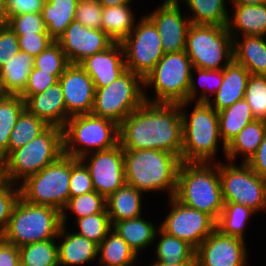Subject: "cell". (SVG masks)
<instances>
[{
  "instance_id": "obj_1",
  "label": "cell",
  "mask_w": 266,
  "mask_h": 266,
  "mask_svg": "<svg viewBox=\"0 0 266 266\" xmlns=\"http://www.w3.org/2000/svg\"><path fill=\"white\" fill-rule=\"evenodd\" d=\"M123 150L153 149L181 159L183 121L179 104L145 102L119 125Z\"/></svg>"
},
{
  "instance_id": "obj_2",
  "label": "cell",
  "mask_w": 266,
  "mask_h": 266,
  "mask_svg": "<svg viewBox=\"0 0 266 266\" xmlns=\"http://www.w3.org/2000/svg\"><path fill=\"white\" fill-rule=\"evenodd\" d=\"M126 184L143 193L168 192L174 197L181 159L170 152L153 149L123 150Z\"/></svg>"
},
{
  "instance_id": "obj_3",
  "label": "cell",
  "mask_w": 266,
  "mask_h": 266,
  "mask_svg": "<svg viewBox=\"0 0 266 266\" xmlns=\"http://www.w3.org/2000/svg\"><path fill=\"white\" fill-rule=\"evenodd\" d=\"M174 197L218 221L224 207L219 179V162H181Z\"/></svg>"
},
{
  "instance_id": "obj_4",
  "label": "cell",
  "mask_w": 266,
  "mask_h": 266,
  "mask_svg": "<svg viewBox=\"0 0 266 266\" xmlns=\"http://www.w3.org/2000/svg\"><path fill=\"white\" fill-rule=\"evenodd\" d=\"M190 103H179L183 121L181 162H216L214 157L219 143L222 142L224 156L226 154V145L220 137L218 112L207 102H194L189 114L185 107Z\"/></svg>"
},
{
  "instance_id": "obj_5",
  "label": "cell",
  "mask_w": 266,
  "mask_h": 266,
  "mask_svg": "<svg viewBox=\"0 0 266 266\" xmlns=\"http://www.w3.org/2000/svg\"><path fill=\"white\" fill-rule=\"evenodd\" d=\"M64 154L63 129L49 126L42 134L3 160L4 181L19 185Z\"/></svg>"
},
{
  "instance_id": "obj_6",
  "label": "cell",
  "mask_w": 266,
  "mask_h": 266,
  "mask_svg": "<svg viewBox=\"0 0 266 266\" xmlns=\"http://www.w3.org/2000/svg\"><path fill=\"white\" fill-rule=\"evenodd\" d=\"M61 226V211L51 206L29 203L20 196L2 235L7 243L19 248L57 239Z\"/></svg>"
},
{
  "instance_id": "obj_7",
  "label": "cell",
  "mask_w": 266,
  "mask_h": 266,
  "mask_svg": "<svg viewBox=\"0 0 266 266\" xmlns=\"http://www.w3.org/2000/svg\"><path fill=\"white\" fill-rule=\"evenodd\" d=\"M64 155L80 159L119 144V125L93 114L71 116L63 127Z\"/></svg>"
},
{
  "instance_id": "obj_8",
  "label": "cell",
  "mask_w": 266,
  "mask_h": 266,
  "mask_svg": "<svg viewBox=\"0 0 266 266\" xmlns=\"http://www.w3.org/2000/svg\"><path fill=\"white\" fill-rule=\"evenodd\" d=\"M192 69V62L185 51L165 53L144 78V89L153 87L155 92V97L150 98L144 91L145 100L175 104L187 101Z\"/></svg>"
},
{
  "instance_id": "obj_9",
  "label": "cell",
  "mask_w": 266,
  "mask_h": 266,
  "mask_svg": "<svg viewBox=\"0 0 266 266\" xmlns=\"http://www.w3.org/2000/svg\"><path fill=\"white\" fill-rule=\"evenodd\" d=\"M185 52L193 67L221 70L233 60V38L227 26L191 23Z\"/></svg>"
},
{
  "instance_id": "obj_10",
  "label": "cell",
  "mask_w": 266,
  "mask_h": 266,
  "mask_svg": "<svg viewBox=\"0 0 266 266\" xmlns=\"http://www.w3.org/2000/svg\"><path fill=\"white\" fill-rule=\"evenodd\" d=\"M71 157L62 155L38 173L28 176L20 186V196L35 205L62 211L70 199Z\"/></svg>"
},
{
  "instance_id": "obj_11",
  "label": "cell",
  "mask_w": 266,
  "mask_h": 266,
  "mask_svg": "<svg viewBox=\"0 0 266 266\" xmlns=\"http://www.w3.org/2000/svg\"><path fill=\"white\" fill-rule=\"evenodd\" d=\"M144 91V79L127 69L108 86L95 88L91 114L120 125L130 113L146 102Z\"/></svg>"
},
{
  "instance_id": "obj_12",
  "label": "cell",
  "mask_w": 266,
  "mask_h": 266,
  "mask_svg": "<svg viewBox=\"0 0 266 266\" xmlns=\"http://www.w3.org/2000/svg\"><path fill=\"white\" fill-rule=\"evenodd\" d=\"M219 179L224 203H237L254 212L266 210V179L246 163L219 161Z\"/></svg>"
},
{
  "instance_id": "obj_13",
  "label": "cell",
  "mask_w": 266,
  "mask_h": 266,
  "mask_svg": "<svg viewBox=\"0 0 266 266\" xmlns=\"http://www.w3.org/2000/svg\"><path fill=\"white\" fill-rule=\"evenodd\" d=\"M138 19L132 32L121 44L126 68L144 79L165 53L154 23L146 14Z\"/></svg>"
},
{
  "instance_id": "obj_14",
  "label": "cell",
  "mask_w": 266,
  "mask_h": 266,
  "mask_svg": "<svg viewBox=\"0 0 266 266\" xmlns=\"http://www.w3.org/2000/svg\"><path fill=\"white\" fill-rule=\"evenodd\" d=\"M169 212L159 228L168 235L186 241L196 249L215 229L216 221L207 213L168 198Z\"/></svg>"
},
{
  "instance_id": "obj_15",
  "label": "cell",
  "mask_w": 266,
  "mask_h": 266,
  "mask_svg": "<svg viewBox=\"0 0 266 266\" xmlns=\"http://www.w3.org/2000/svg\"><path fill=\"white\" fill-rule=\"evenodd\" d=\"M80 160L90 172L94 190L105 198L126 184L124 152L120 144L87 154Z\"/></svg>"
},
{
  "instance_id": "obj_16",
  "label": "cell",
  "mask_w": 266,
  "mask_h": 266,
  "mask_svg": "<svg viewBox=\"0 0 266 266\" xmlns=\"http://www.w3.org/2000/svg\"><path fill=\"white\" fill-rule=\"evenodd\" d=\"M245 240L217 228L195 249L196 266H247Z\"/></svg>"
},
{
  "instance_id": "obj_17",
  "label": "cell",
  "mask_w": 266,
  "mask_h": 266,
  "mask_svg": "<svg viewBox=\"0 0 266 266\" xmlns=\"http://www.w3.org/2000/svg\"><path fill=\"white\" fill-rule=\"evenodd\" d=\"M179 3L181 5L178 0H164L146 15L158 29L164 53L185 51L191 22L183 15Z\"/></svg>"
},
{
  "instance_id": "obj_18",
  "label": "cell",
  "mask_w": 266,
  "mask_h": 266,
  "mask_svg": "<svg viewBox=\"0 0 266 266\" xmlns=\"http://www.w3.org/2000/svg\"><path fill=\"white\" fill-rule=\"evenodd\" d=\"M70 64H80L86 58L105 51L114 42L100 29H91L73 21L56 40Z\"/></svg>"
},
{
  "instance_id": "obj_19",
  "label": "cell",
  "mask_w": 266,
  "mask_h": 266,
  "mask_svg": "<svg viewBox=\"0 0 266 266\" xmlns=\"http://www.w3.org/2000/svg\"><path fill=\"white\" fill-rule=\"evenodd\" d=\"M58 82L70 116L91 114L95 97L94 82L79 64H69Z\"/></svg>"
},
{
  "instance_id": "obj_20",
  "label": "cell",
  "mask_w": 266,
  "mask_h": 266,
  "mask_svg": "<svg viewBox=\"0 0 266 266\" xmlns=\"http://www.w3.org/2000/svg\"><path fill=\"white\" fill-rule=\"evenodd\" d=\"M79 65L93 80L95 88L108 86L127 70L121 43H113L105 51L86 58Z\"/></svg>"
},
{
  "instance_id": "obj_21",
  "label": "cell",
  "mask_w": 266,
  "mask_h": 266,
  "mask_svg": "<svg viewBox=\"0 0 266 266\" xmlns=\"http://www.w3.org/2000/svg\"><path fill=\"white\" fill-rule=\"evenodd\" d=\"M25 108L49 126L62 128L71 117L66 111L63 90L59 82L25 100Z\"/></svg>"
},
{
  "instance_id": "obj_22",
  "label": "cell",
  "mask_w": 266,
  "mask_h": 266,
  "mask_svg": "<svg viewBox=\"0 0 266 266\" xmlns=\"http://www.w3.org/2000/svg\"><path fill=\"white\" fill-rule=\"evenodd\" d=\"M59 266H81L98 259V244L62 225L58 234Z\"/></svg>"
},
{
  "instance_id": "obj_23",
  "label": "cell",
  "mask_w": 266,
  "mask_h": 266,
  "mask_svg": "<svg viewBox=\"0 0 266 266\" xmlns=\"http://www.w3.org/2000/svg\"><path fill=\"white\" fill-rule=\"evenodd\" d=\"M250 72L243 66L232 60L223 68V80L219 90L210 99L208 104L217 112L232 106L238 100L244 98L246 85Z\"/></svg>"
},
{
  "instance_id": "obj_24",
  "label": "cell",
  "mask_w": 266,
  "mask_h": 266,
  "mask_svg": "<svg viewBox=\"0 0 266 266\" xmlns=\"http://www.w3.org/2000/svg\"><path fill=\"white\" fill-rule=\"evenodd\" d=\"M231 5L235 13L229 16L227 28L232 38L251 35L266 36V3Z\"/></svg>"
},
{
  "instance_id": "obj_25",
  "label": "cell",
  "mask_w": 266,
  "mask_h": 266,
  "mask_svg": "<svg viewBox=\"0 0 266 266\" xmlns=\"http://www.w3.org/2000/svg\"><path fill=\"white\" fill-rule=\"evenodd\" d=\"M238 37L233 38V60L243 65L251 75L266 76L265 36ZM240 39L242 40L240 41Z\"/></svg>"
},
{
  "instance_id": "obj_26",
  "label": "cell",
  "mask_w": 266,
  "mask_h": 266,
  "mask_svg": "<svg viewBox=\"0 0 266 266\" xmlns=\"http://www.w3.org/2000/svg\"><path fill=\"white\" fill-rule=\"evenodd\" d=\"M143 192L125 184L106 198L111 226L116 222L134 219L142 214Z\"/></svg>"
},
{
  "instance_id": "obj_27",
  "label": "cell",
  "mask_w": 266,
  "mask_h": 266,
  "mask_svg": "<svg viewBox=\"0 0 266 266\" xmlns=\"http://www.w3.org/2000/svg\"><path fill=\"white\" fill-rule=\"evenodd\" d=\"M33 62L34 57L19 51L0 68V87L4 95H20L25 90Z\"/></svg>"
},
{
  "instance_id": "obj_28",
  "label": "cell",
  "mask_w": 266,
  "mask_h": 266,
  "mask_svg": "<svg viewBox=\"0 0 266 266\" xmlns=\"http://www.w3.org/2000/svg\"><path fill=\"white\" fill-rule=\"evenodd\" d=\"M266 132V121L255 119L247 124L227 145L225 161L235 163L236 156H242V163L255 154Z\"/></svg>"
},
{
  "instance_id": "obj_29",
  "label": "cell",
  "mask_w": 266,
  "mask_h": 266,
  "mask_svg": "<svg viewBox=\"0 0 266 266\" xmlns=\"http://www.w3.org/2000/svg\"><path fill=\"white\" fill-rule=\"evenodd\" d=\"M114 229L138 255L141 251L147 250L154 243L158 227L150 221L145 220L142 216L116 222ZM140 251V252H139Z\"/></svg>"
},
{
  "instance_id": "obj_30",
  "label": "cell",
  "mask_w": 266,
  "mask_h": 266,
  "mask_svg": "<svg viewBox=\"0 0 266 266\" xmlns=\"http://www.w3.org/2000/svg\"><path fill=\"white\" fill-rule=\"evenodd\" d=\"M131 4L103 7L101 30L114 43H121L134 29L136 17Z\"/></svg>"
},
{
  "instance_id": "obj_31",
  "label": "cell",
  "mask_w": 266,
  "mask_h": 266,
  "mask_svg": "<svg viewBox=\"0 0 266 266\" xmlns=\"http://www.w3.org/2000/svg\"><path fill=\"white\" fill-rule=\"evenodd\" d=\"M79 0H45L41 15L48 34L56 41L75 20Z\"/></svg>"
},
{
  "instance_id": "obj_32",
  "label": "cell",
  "mask_w": 266,
  "mask_h": 266,
  "mask_svg": "<svg viewBox=\"0 0 266 266\" xmlns=\"http://www.w3.org/2000/svg\"><path fill=\"white\" fill-rule=\"evenodd\" d=\"M138 256L114 229L98 245L100 266H136Z\"/></svg>"
},
{
  "instance_id": "obj_33",
  "label": "cell",
  "mask_w": 266,
  "mask_h": 266,
  "mask_svg": "<svg viewBox=\"0 0 266 266\" xmlns=\"http://www.w3.org/2000/svg\"><path fill=\"white\" fill-rule=\"evenodd\" d=\"M157 238L159 240L155 248L156 260L153 261L166 264L196 263L195 249L186 241L168 235L160 228L157 230L155 240Z\"/></svg>"
},
{
  "instance_id": "obj_34",
  "label": "cell",
  "mask_w": 266,
  "mask_h": 266,
  "mask_svg": "<svg viewBox=\"0 0 266 266\" xmlns=\"http://www.w3.org/2000/svg\"><path fill=\"white\" fill-rule=\"evenodd\" d=\"M220 137L227 145L247 124L255 120L251 107L243 98L219 111Z\"/></svg>"
},
{
  "instance_id": "obj_35",
  "label": "cell",
  "mask_w": 266,
  "mask_h": 266,
  "mask_svg": "<svg viewBox=\"0 0 266 266\" xmlns=\"http://www.w3.org/2000/svg\"><path fill=\"white\" fill-rule=\"evenodd\" d=\"M184 6L187 5L192 15L189 20L194 24H206L216 26H227L229 11L227 10V0H181Z\"/></svg>"
},
{
  "instance_id": "obj_36",
  "label": "cell",
  "mask_w": 266,
  "mask_h": 266,
  "mask_svg": "<svg viewBox=\"0 0 266 266\" xmlns=\"http://www.w3.org/2000/svg\"><path fill=\"white\" fill-rule=\"evenodd\" d=\"M25 109V101L20 95H3L0 98V156H8V143L18 117Z\"/></svg>"
},
{
  "instance_id": "obj_37",
  "label": "cell",
  "mask_w": 266,
  "mask_h": 266,
  "mask_svg": "<svg viewBox=\"0 0 266 266\" xmlns=\"http://www.w3.org/2000/svg\"><path fill=\"white\" fill-rule=\"evenodd\" d=\"M254 212L249 207L237 203H224L223 211L216 222V228L224 235L245 240L244 232Z\"/></svg>"
},
{
  "instance_id": "obj_38",
  "label": "cell",
  "mask_w": 266,
  "mask_h": 266,
  "mask_svg": "<svg viewBox=\"0 0 266 266\" xmlns=\"http://www.w3.org/2000/svg\"><path fill=\"white\" fill-rule=\"evenodd\" d=\"M49 125L26 108L21 112L8 143V155L42 134Z\"/></svg>"
},
{
  "instance_id": "obj_39",
  "label": "cell",
  "mask_w": 266,
  "mask_h": 266,
  "mask_svg": "<svg viewBox=\"0 0 266 266\" xmlns=\"http://www.w3.org/2000/svg\"><path fill=\"white\" fill-rule=\"evenodd\" d=\"M58 239L34 242L19 247L23 266H59Z\"/></svg>"
},
{
  "instance_id": "obj_40",
  "label": "cell",
  "mask_w": 266,
  "mask_h": 266,
  "mask_svg": "<svg viewBox=\"0 0 266 266\" xmlns=\"http://www.w3.org/2000/svg\"><path fill=\"white\" fill-rule=\"evenodd\" d=\"M199 76L198 84L201 89V92L197 89V81L194 78V73ZM223 80V69L221 70H208V69H201L193 67L191 72V83L188 90V102H209L211 99V95H215L216 92L219 90L221 83ZM199 91V92H198ZM211 93V94H210ZM200 94V95H199ZM210 94V95H209ZM197 98V99H196Z\"/></svg>"
},
{
  "instance_id": "obj_41",
  "label": "cell",
  "mask_w": 266,
  "mask_h": 266,
  "mask_svg": "<svg viewBox=\"0 0 266 266\" xmlns=\"http://www.w3.org/2000/svg\"><path fill=\"white\" fill-rule=\"evenodd\" d=\"M68 209L69 211L73 212V214L76 216V219H80L93 214H99L106 209V198L96 191L75 197H70L66 206L61 211V222L62 225L65 226L69 221L67 218L68 215L66 213Z\"/></svg>"
},
{
  "instance_id": "obj_42",
  "label": "cell",
  "mask_w": 266,
  "mask_h": 266,
  "mask_svg": "<svg viewBox=\"0 0 266 266\" xmlns=\"http://www.w3.org/2000/svg\"><path fill=\"white\" fill-rule=\"evenodd\" d=\"M77 224V233L92 240L96 244H100L106 237L107 233L112 229L107 208L99 213L75 219Z\"/></svg>"
},
{
  "instance_id": "obj_43",
  "label": "cell",
  "mask_w": 266,
  "mask_h": 266,
  "mask_svg": "<svg viewBox=\"0 0 266 266\" xmlns=\"http://www.w3.org/2000/svg\"><path fill=\"white\" fill-rule=\"evenodd\" d=\"M33 64L34 68L52 74L59 79L70 63L60 45L55 41L34 58Z\"/></svg>"
},
{
  "instance_id": "obj_44",
  "label": "cell",
  "mask_w": 266,
  "mask_h": 266,
  "mask_svg": "<svg viewBox=\"0 0 266 266\" xmlns=\"http://www.w3.org/2000/svg\"><path fill=\"white\" fill-rule=\"evenodd\" d=\"M244 99L257 120L266 121V76L250 75Z\"/></svg>"
},
{
  "instance_id": "obj_45",
  "label": "cell",
  "mask_w": 266,
  "mask_h": 266,
  "mask_svg": "<svg viewBox=\"0 0 266 266\" xmlns=\"http://www.w3.org/2000/svg\"><path fill=\"white\" fill-rule=\"evenodd\" d=\"M70 197L90 193L94 190L90 172L85 164L71 157V177L69 181Z\"/></svg>"
},
{
  "instance_id": "obj_46",
  "label": "cell",
  "mask_w": 266,
  "mask_h": 266,
  "mask_svg": "<svg viewBox=\"0 0 266 266\" xmlns=\"http://www.w3.org/2000/svg\"><path fill=\"white\" fill-rule=\"evenodd\" d=\"M8 26L15 34L48 33L41 13L10 15Z\"/></svg>"
},
{
  "instance_id": "obj_47",
  "label": "cell",
  "mask_w": 266,
  "mask_h": 266,
  "mask_svg": "<svg viewBox=\"0 0 266 266\" xmlns=\"http://www.w3.org/2000/svg\"><path fill=\"white\" fill-rule=\"evenodd\" d=\"M103 7L97 0H79L75 21L91 29L101 30Z\"/></svg>"
},
{
  "instance_id": "obj_48",
  "label": "cell",
  "mask_w": 266,
  "mask_h": 266,
  "mask_svg": "<svg viewBox=\"0 0 266 266\" xmlns=\"http://www.w3.org/2000/svg\"><path fill=\"white\" fill-rule=\"evenodd\" d=\"M20 197V186L8 182L0 185V234H3L12 210Z\"/></svg>"
},
{
  "instance_id": "obj_49",
  "label": "cell",
  "mask_w": 266,
  "mask_h": 266,
  "mask_svg": "<svg viewBox=\"0 0 266 266\" xmlns=\"http://www.w3.org/2000/svg\"><path fill=\"white\" fill-rule=\"evenodd\" d=\"M20 51L36 57L46 50L55 40L48 33L16 34Z\"/></svg>"
},
{
  "instance_id": "obj_50",
  "label": "cell",
  "mask_w": 266,
  "mask_h": 266,
  "mask_svg": "<svg viewBox=\"0 0 266 266\" xmlns=\"http://www.w3.org/2000/svg\"><path fill=\"white\" fill-rule=\"evenodd\" d=\"M58 82V79L49 73L33 68L29 74L27 86L20 94L24 101L31 95L41 93Z\"/></svg>"
},
{
  "instance_id": "obj_51",
  "label": "cell",
  "mask_w": 266,
  "mask_h": 266,
  "mask_svg": "<svg viewBox=\"0 0 266 266\" xmlns=\"http://www.w3.org/2000/svg\"><path fill=\"white\" fill-rule=\"evenodd\" d=\"M20 51L17 35L7 25L0 27V68Z\"/></svg>"
},
{
  "instance_id": "obj_52",
  "label": "cell",
  "mask_w": 266,
  "mask_h": 266,
  "mask_svg": "<svg viewBox=\"0 0 266 266\" xmlns=\"http://www.w3.org/2000/svg\"><path fill=\"white\" fill-rule=\"evenodd\" d=\"M45 0H6L8 16L24 13H41Z\"/></svg>"
},
{
  "instance_id": "obj_53",
  "label": "cell",
  "mask_w": 266,
  "mask_h": 266,
  "mask_svg": "<svg viewBox=\"0 0 266 266\" xmlns=\"http://www.w3.org/2000/svg\"><path fill=\"white\" fill-rule=\"evenodd\" d=\"M256 174L266 179V132L255 154L246 163Z\"/></svg>"
},
{
  "instance_id": "obj_54",
  "label": "cell",
  "mask_w": 266,
  "mask_h": 266,
  "mask_svg": "<svg viewBox=\"0 0 266 266\" xmlns=\"http://www.w3.org/2000/svg\"><path fill=\"white\" fill-rule=\"evenodd\" d=\"M20 263L19 248L5 242L0 247V266H16Z\"/></svg>"
},
{
  "instance_id": "obj_55",
  "label": "cell",
  "mask_w": 266,
  "mask_h": 266,
  "mask_svg": "<svg viewBox=\"0 0 266 266\" xmlns=\"http://www.w3.org/2000/svg\"><path fill=\"white\" fill-rule=\"evenodd\" d=\"M9 16L6 9V0H0V27L8 25Z\"/></svg>"
},
{
  "instance_id": "obj_56",
  "label": "cell",
  "mask_w": 266,
  "mask_h": 266,
  "mask_svg": "<svg viewBox=\"0 0 266 266\" xmlns=\"http://www.w3.org/2000/svg\"><path fill=\"white\" fill-rule=\"evenodd\" d=\"M102 7H111L116 5L132 4L134 0H97Z\"/></svg>"
},
{
  "instance_id": "obj_57",
  "label": "cell",
  "mask_w": 266,
  "mask_h": 266,
  "mask_svg": "<svg viewBox=\"0 0 266 266\" xmlns=\"http://www.w3.org/2000/svg\"><path fill=\"white\" fill-rule=\"evenodd\" d=\"M232 4L256 5L266 3V0H229Z\"/></svg>"
},
{
  "instance_id": "obj_58",
  "label": "cell",
  "mask_w": 266,
  "mask_h": 266,
  "mask_svg": "<svg viewBox=\"0 0 266 266\" xmlns=\"http://www.w3.org/2000/svg\"><path fill=\"white\" fill-rule=\"evenodd\" d=\"M149 266H196V263H182V264H166L162 262L152 261Z\"/></svg>"
},
{
  "instance_id": "obj_59",
  "label": "cell",
  "mask_w": 266,
  "mask_h": 266,
  "mask_svg": "<svg viewBox=\"0 0 266 266\" xmlns=\"http://www.w3.org/2000/svg\"><path fill=\"white\" fill-rule=\"evenodd\" d=\"M4 182V177H3V159L0 156V185Z\"/></svg>"
},
{
  "instance_id": "obj_60",
  "label": "cell",
  "mask_w": 266,
  "mask_h": 266,
  "mask_svg": "<svg viewBox=\"0 0 266 266\" xmlns=\"http://www.w3.org/2000/svg\"><path fill=\"white\" fill-rule=\"evenodd\" d=\"M5 239L2 234H0V247L5 243Z\"/></svg>"
},
{
  "instance_id": "obj_61",
  "label": "cell",
  "mask_w": 266,
  "mask_h": 266,
  "mask_svg": "<svg viewBox=\"0 0 266 266\" xmlns=\"http://www.w3.org/2000/svg\"><path fill=\"white\" fill-rule=\"evenodd\" d=\"M4 94L2 93L1 87H0V98L3 96Z\"/></svg>"
}]
</instances>
